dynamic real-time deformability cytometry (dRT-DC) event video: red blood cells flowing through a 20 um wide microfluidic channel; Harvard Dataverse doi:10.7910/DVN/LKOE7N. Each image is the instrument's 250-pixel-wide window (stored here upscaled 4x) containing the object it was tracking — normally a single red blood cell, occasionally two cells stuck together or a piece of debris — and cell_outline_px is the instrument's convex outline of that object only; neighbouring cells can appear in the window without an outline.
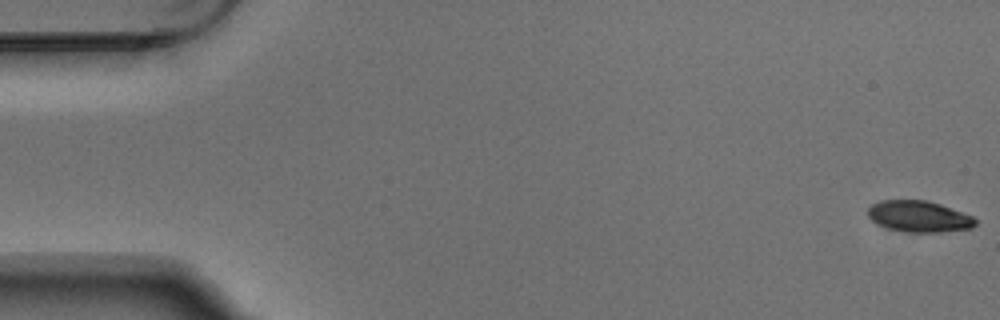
{"species": "Egyptian fruit bat (a non-hibernating species)", "species_latin": "Rousettus aegyptiacus", "temperature_condition": "warm", "stored_images_in_passage": 5, "camera_frame_rate_fps": 3000, "um_per_image_px": 0.085, "animal": {"sex": "male"}, "frame": {"image": 1, "passage_image": 1, "time_ms": 0.0, "image_size_px": [1000, 320], "cell_outline_px": [[976, 224], [972, 228], [940, 232], [912, 232], [888, 228], [876, 224], [868, 216], [868, 208], [872, 204], [880, 200], [924, 200], [940, 204], [972, 216], [976, 220]], "centroid_in_image_um": [78.09, 18.39], "position_along_channel_um": 6.9, "area_um2": 19.42}}
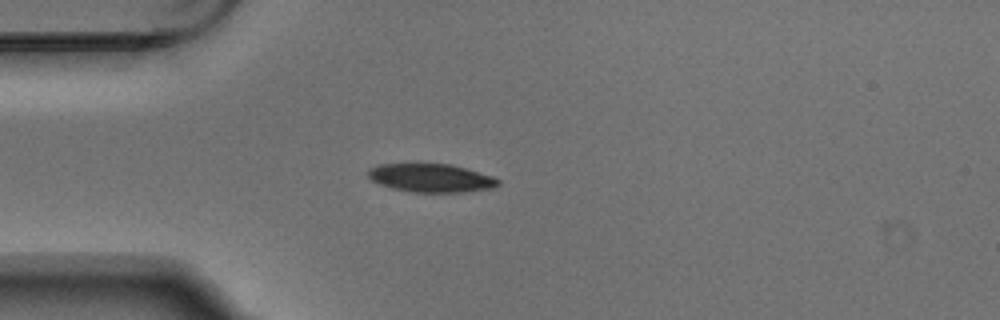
{"frame": {"image": 2, "passage_image": 4, "time_ms": 1.0, "image_size_px": [1000, 320], "cell_outline_px": [[500, 184], [492, 188], [464, 192], [412, 192], [392, 188], [380, 184], [372, 180], [368, 176], [368, 168], [376, 164], [416, 160], [452, 164], [492, 176], [500, 180]], "centroid_in_image_um": [36.56, 15.06], "position_along_channel_um": 48.4, "area_um2": 22.6}}